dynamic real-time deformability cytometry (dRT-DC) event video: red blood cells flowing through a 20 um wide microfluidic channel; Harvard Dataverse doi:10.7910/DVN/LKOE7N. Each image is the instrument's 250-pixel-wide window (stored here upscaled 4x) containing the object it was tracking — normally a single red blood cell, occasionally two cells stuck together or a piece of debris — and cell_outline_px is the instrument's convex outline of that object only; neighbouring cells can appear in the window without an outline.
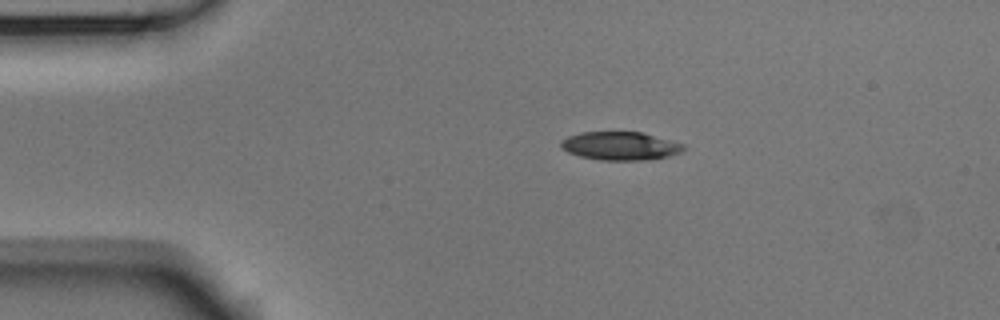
{"species": "Egyptian fruit bat (a non-hibernating species)", "species_latin": "Rousettus aegyptiacus", "temperature_condition": "room temperature", "stored_images_in_passage": 3, "camera_frame_rate_fps": 3000, "um_per_image_px": 0.085, "animal": {"sex": "male"}, "frame": {"image": 1, "passage_image": 2, "time_ms": 0.333, "image_size_px": [1000, 320], "cell_outline_px": [[684, 148], [680, 152], [668, 156], [644, 160], [600, 160], [580, 156], [568, 152], [560, 144], [560, 140], [568, 136], [580, 132], [644, 132], [684, 144]], "centroid_in_image_um": [52.71, 12.39], "position_along_channel_um": 32.3, "area_um2": 20.17}}